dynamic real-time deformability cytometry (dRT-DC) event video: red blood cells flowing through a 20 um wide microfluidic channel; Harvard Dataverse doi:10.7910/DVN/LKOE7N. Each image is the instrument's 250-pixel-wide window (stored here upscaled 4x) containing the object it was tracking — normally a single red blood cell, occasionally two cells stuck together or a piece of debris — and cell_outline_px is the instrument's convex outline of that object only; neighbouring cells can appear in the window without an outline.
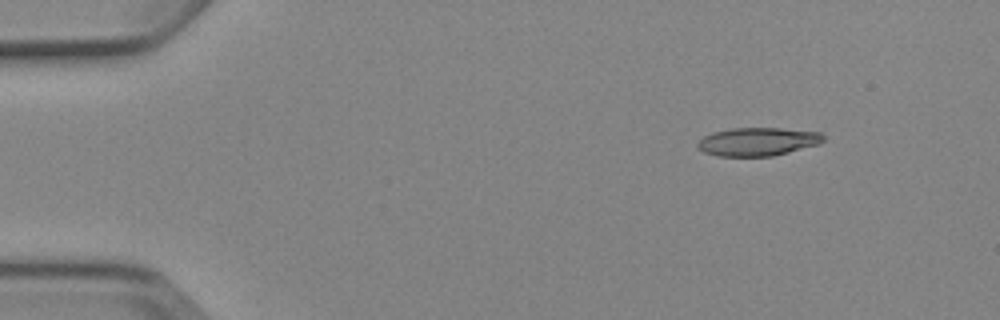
{"species": "Egyptian fruit bat (a non-hibernating species)", "species_latin": "Rousettus aegyptiacus", "temperature_condition": "cold", "stored_images_in_passage": 4, "camera_frame_rate_fps": 3000, "um_per_image_px": 0.085, "animal": {"sex": "female"}, "frame": {"image": 1, "passage_image": 2, "time_ms": 1.333, "image_size_px": [1000, 320], "cell_outline_px": [[824, 140], [820, 144], [772, 156], [716, 156], [704, 152], [696, 148], [696, 144], [704, 136], [712, 132], [732, 128], [780, 128], [820, 132], [824, 136]], "centroid_in_image_um": [64.39, 12.04], "position_along_channel_um": 20.6, "area_um2": 20.81}}
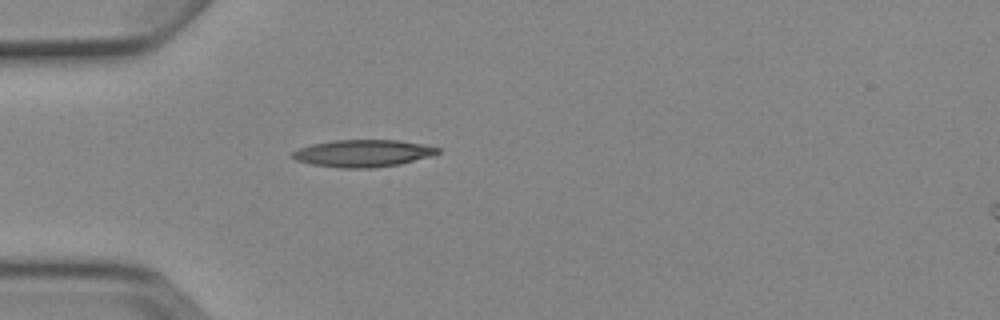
{"frame": {"image": 2, "passage_image": 4, "time_ms": 4.333, "image_size_px": [1000, 320], "cell_outline_px": [[440, 152], [432, 156], [400, 164], [372, 168], [340, 168], [312, 164], [296, 160], [292, 156], [292, 152], [300, 148], [312, 144], [336, 140], [400, 140], [440, 148]], "centroid_in_image_um": [30.87, 13.03], "position_along_channel_um": 54.1, "area_um2": 22.89}}